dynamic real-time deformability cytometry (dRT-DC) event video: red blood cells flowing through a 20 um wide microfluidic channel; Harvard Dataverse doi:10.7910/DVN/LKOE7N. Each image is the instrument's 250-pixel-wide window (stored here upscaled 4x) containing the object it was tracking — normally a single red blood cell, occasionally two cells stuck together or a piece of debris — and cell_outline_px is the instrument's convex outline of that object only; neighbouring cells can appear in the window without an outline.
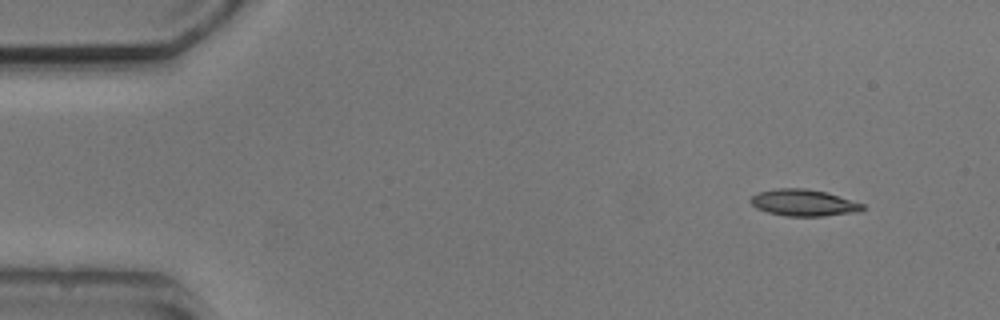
{"species": "common noctule bat (a hibernating species)", "species_latin": "Nyctalus noctula", "temperature_condition": "cold", "stored_images_in_passage": 5, "segment_of_instrument_passage": [2, 2], "camera_frame_rate_fps": 3000, "um_per_image_px": 0.085, "animal": {"sex": "male", "body_mass_g": 20.5, "forearm_length_mm": 52.5}, "frame": {"image": 1, "passage_image": 5, "time_ms": 5.667, "image_size_px": [1000, 320], "cell_outline_px": [[864, 208], [860, 212], [824, 216], [784, 216], [768, 212], [756, 208], [748, 200], [756, 192], [776, 188], [808, 188], [828, 192], [864, 204]], "centroid_in_image_um": [68.3, 17.22], "position_along_channel_um": 16.7, "area_um2": 17.69}}